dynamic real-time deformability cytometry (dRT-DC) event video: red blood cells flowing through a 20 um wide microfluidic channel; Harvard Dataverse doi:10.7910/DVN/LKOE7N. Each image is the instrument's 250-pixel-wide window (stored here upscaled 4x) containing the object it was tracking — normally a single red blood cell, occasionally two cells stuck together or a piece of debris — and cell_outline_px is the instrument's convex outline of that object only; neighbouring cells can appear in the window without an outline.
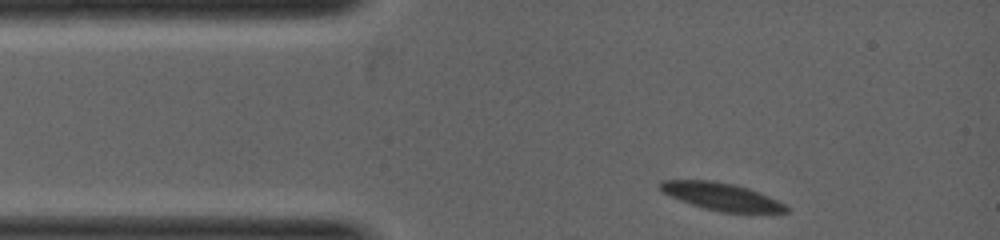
{"species": "common noctule bat (a hibernating species)", "species_latin": "Nyctalus noctula", "temperature_condition": "warm", "stored_images_in_passage": 5, "camera_frame_rate_fps": 5000, "um_per_image_px": 0.085, "animal": {"sex": "female", "body_mass_g": 19.0, "forearm_length_mm": 53.3}, "frame": {"image": 1, "passage_image": 1, "time_ms": 0.0, "image_size_px": [1000, 240], "cell_outline_px": [[788, 212], [724, 212], [704, 208], [680, 200], [664, 192], [660, 188], [660, 184], [664, 180], [712, 180], [732, 184], [748, 188], [768, 196], [784, 204], [788, 208]], "centroid_in_image_um": [61.33, 16.7], "position_along_channel_um": 23.7, "area_um2": 19.59}}
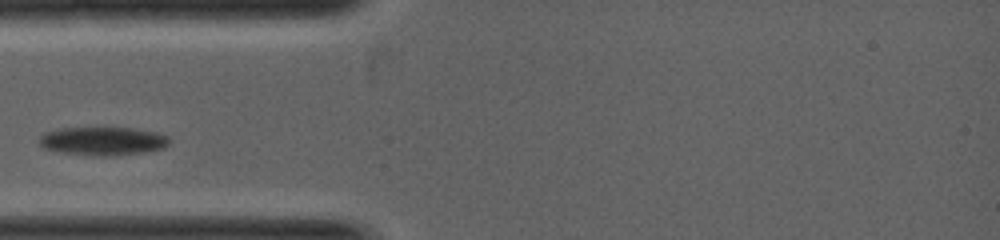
{"frame": {"image": 2, "passage_image": 4, "time_ms": 1.2, "image_size_px": [1000, 240], "cell_outline_px": [[168, 144], [164, 148], [144, 152], [108, 156], [92, 156], [44, 148], [40, 144], [40, 136], [48, 132], [64, 128], [128, 128], [156, 132], [168, 136]], "centroid_in_image_um": [8.79, 11.99], "position_along_channel_um": 76.2, "area_um2": 21.04}}